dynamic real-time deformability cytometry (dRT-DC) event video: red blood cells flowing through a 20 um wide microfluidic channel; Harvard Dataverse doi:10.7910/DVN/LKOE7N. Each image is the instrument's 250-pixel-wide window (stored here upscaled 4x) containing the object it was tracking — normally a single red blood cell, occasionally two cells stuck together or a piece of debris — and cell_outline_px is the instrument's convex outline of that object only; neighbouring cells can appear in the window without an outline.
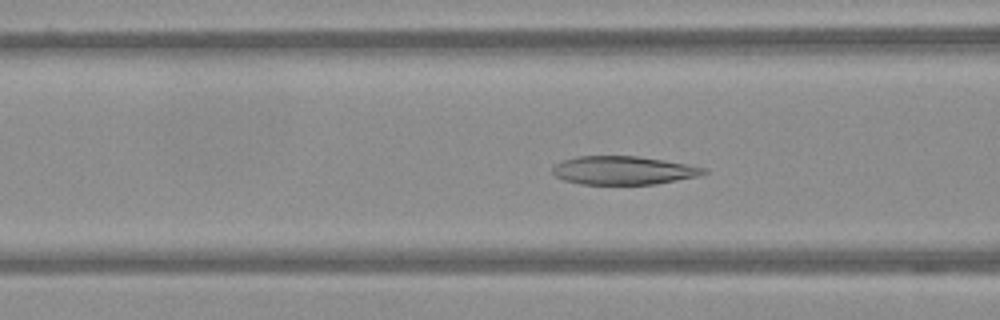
{"species": "Egyptian fruit bat (a non-hibernating species)", "species_latin": "Rousettus aegyptiacus", "temperature_condition": "warm", "stored_images_in_passage": 47, "camera_frame_rate_fps": 3000, "um_per_image_px": 0.085, "frame": {"image": 1, "passage_image": 13, "time_ms": 4.0, "image_size_px": [1000, 320], "cell_outline_px": [[708, 172], [700, 176], [656, 184], [580, 184], [564, 180], [556, 176], [552, 172], [552, 168], [556, 164], [564, 160], [576, 156], [636, 156], [664, 160], [688, 164], [708, 168]], "centroid_in_image_um": [53.03, 14.48], "position_along_channel_um": 113.6, "area_um2": 25.14}}
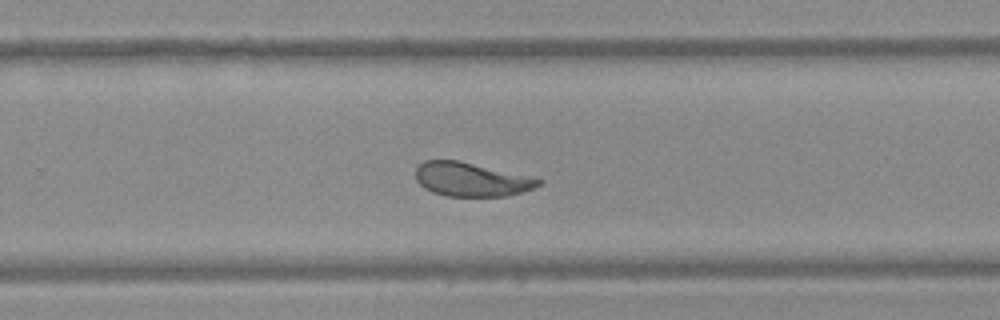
{"frame": {"image": 2, "passage_image": 28, "time_ms": 9.0, "image_size_px": [1000, 320], "cell_outline_px": [[544, 184], [508, 196], [444, 196], [432, 192], [424, 188], [416, 180], [416, 168], [424, 160], [456, 160], [528, 176], [544, 180]], "centroid_in_image_um": [40.04, 15.26], "position_along_channel_um": 289.8, "area_um2": 24.04}}
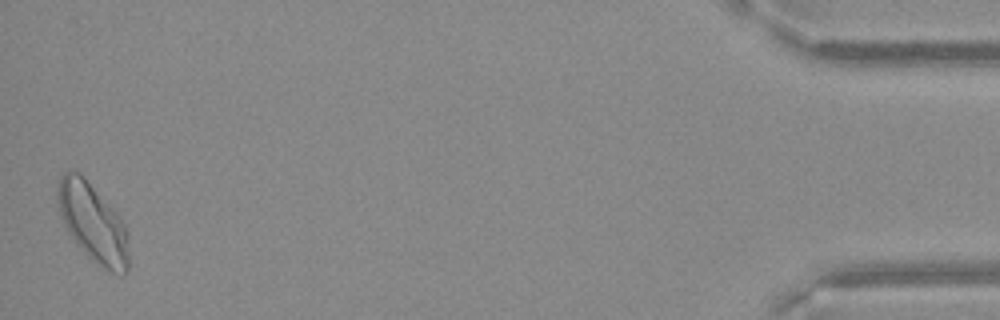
{"frame": {"image": 3, "passage_image": 47, "time_ms": 15.333, "image_size_px": [1000, 320], "cell_outline_px": [[128, 272], [112, 272], [96, 264], [76, 244], [68, 232], [64, 224], [56, 200], [56, 192], [60, 176], [64, 172], [80, 172], [116, 212], [124, 224], [128, 232]], "centroid_in_image_um": [7.88, 18.93], "position_along_channel_um": 427.3, "area_um2": 32.37}}